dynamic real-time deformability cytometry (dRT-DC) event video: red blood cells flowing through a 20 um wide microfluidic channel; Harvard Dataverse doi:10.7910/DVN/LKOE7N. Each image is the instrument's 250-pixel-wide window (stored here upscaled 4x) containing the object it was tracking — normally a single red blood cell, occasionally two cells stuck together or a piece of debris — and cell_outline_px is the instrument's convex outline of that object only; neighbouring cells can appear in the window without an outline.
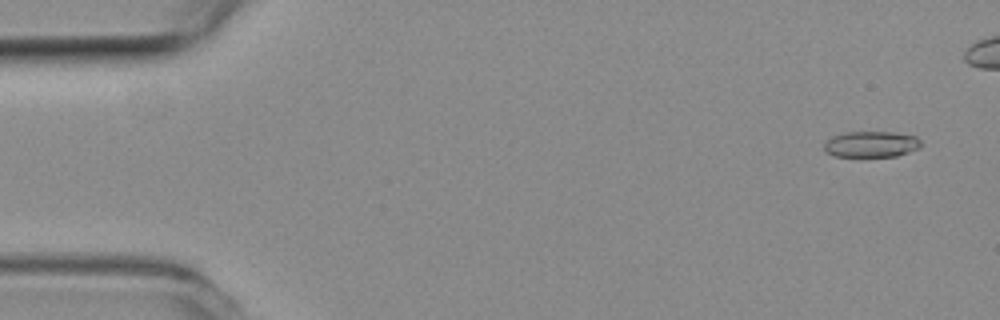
{"species": "common noctule bat (a hibernating species)", "species_latin": "Nyctalus noctula", "temperature_condition": "room temperature", "stored_images_in_passage": 47, "camera_frame_rate_fps": 3000, "um_per_image_px": 0.085, "animal": {"sex": "female", "body_mass_g": 19.3, "forearm_length_mm": 54.1}, "frame": {"image": 1, "passage_image": 3, "time_ms": 0.667, "image_size_px": [1000, 320], "cell_outline_px": [[924, 144], [920, 148], [896, 156], [836, 156], [828, 152], [824, 148], [824, 144], [832, 136], [848, 132], [892, 132], [916, 136]], "centroid_in_image_um": [74.11, 12.25], "position_along_channel_um": 10.9, "area_um2": 14.57}}
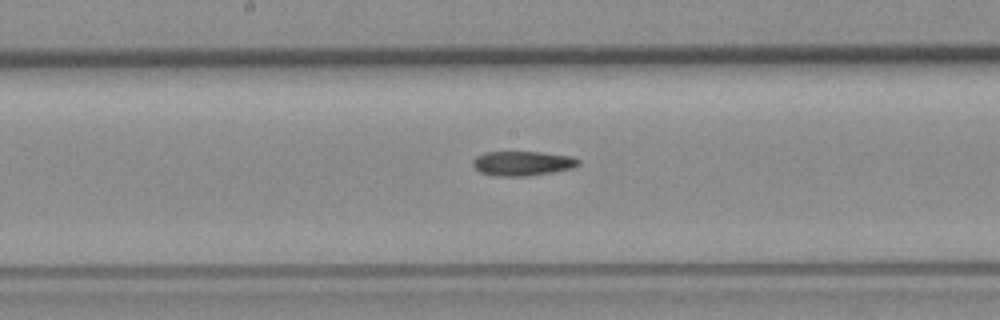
{"frame": {"image": 2, "passage_image": 28, "time_ms": 9.0, "image_size_px": [1000, 320], "cell_outline_px": [[580, 164], [576, 168], [528, 176], [492, 176], [480, 172], [472, 164], [472, 160], [476, 156], [484, 152], [540, 152], [572, 156], [580, 160]], "centroid_in_image_um": [44.43, 13.89], "position_along_channel_um": 203.8, "area_um2": 15.32}}
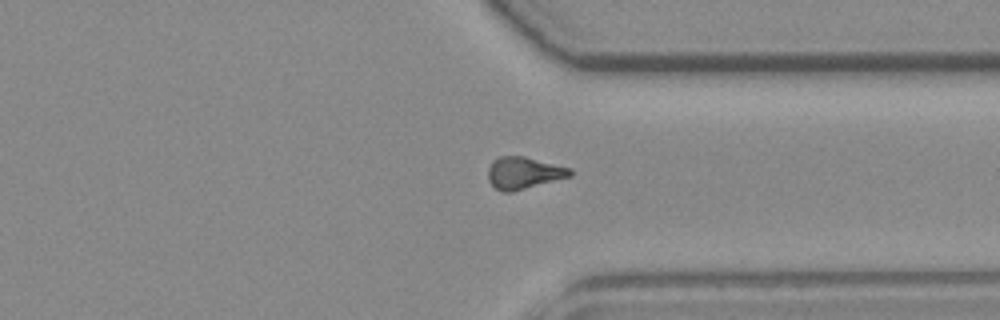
{"frame": {"image": 3, "passage_image": 41, "time_ms": 13.333, "image_size_px": [1000, 320], "cell_outline_px": [[572, 176], [512, 192], [504, 192], [496, 188], [488, 180], [488, 168], [492, 160], [500, 156], [524, 156], [572, 168]], "centroid_in_image_um": [44.52, 14.69], "position_along_channel_um": 366.9, "area_um2": 15.37}}